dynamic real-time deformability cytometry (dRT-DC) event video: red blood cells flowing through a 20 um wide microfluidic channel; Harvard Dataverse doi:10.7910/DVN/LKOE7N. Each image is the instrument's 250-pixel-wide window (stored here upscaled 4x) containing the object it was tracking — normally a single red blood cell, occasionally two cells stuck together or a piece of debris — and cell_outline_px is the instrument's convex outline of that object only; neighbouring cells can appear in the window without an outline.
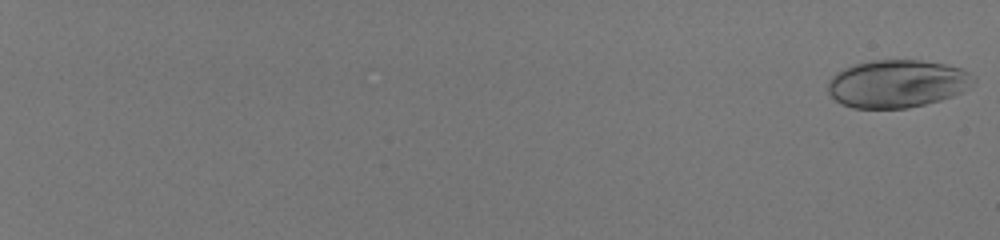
{"species": "human", "species_latin": "Homo sapiens", "temperature_condition": "room temperature", "stored_images_in_passage": 58, "camera_frame_rate_fps": 3000, "um_per_image_px": 0.085, "donor": {"sex": "male"}, "frame": {"image": 1, "passage_image": 1, "time_ms": 0.0, "image_size_px": [1000, 240], "cell_outline_px": [[976, 80], [968, 88], [952, 96], [940, 100], [908, 108], [852, 108], [836, 100], [828, 92], [828, 80], [836, 72], [856, 64], [876, 60], [920, 60], [944, 64], [960, 68], [968, 72]], "centroid_in_image_um": [76.25, 7.11], "position_along_channel_um": 8.7, "area_um2": 40.23}}
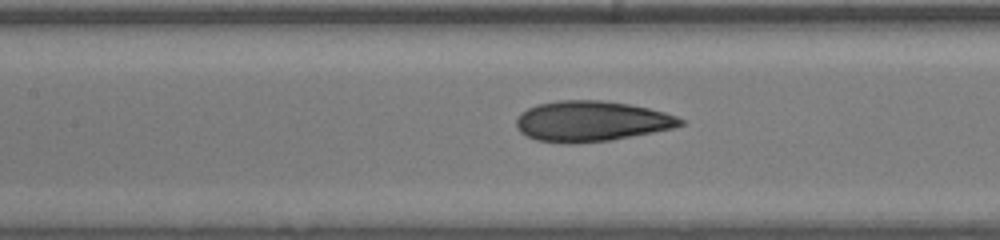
{"frame": {"image": 2, "passage_image": 34, "time_ms": 11.0, "image_size_px": [1000, 240], "cell_outline_px": [[684, 124], [672, 128], [652, 132], [608, 140], [536, 140], [520, 132], [516, 128], [516, 120], [520, 112], [536, 104], [560, 100], [600, 100], [628, 104], [648, 108], [664, 112], [676, 116], [684, 120]], "centroid_in_image_um": [50.26, 10.25], "position_along_channel_um": 157.1, "area_um2": 37.45}}
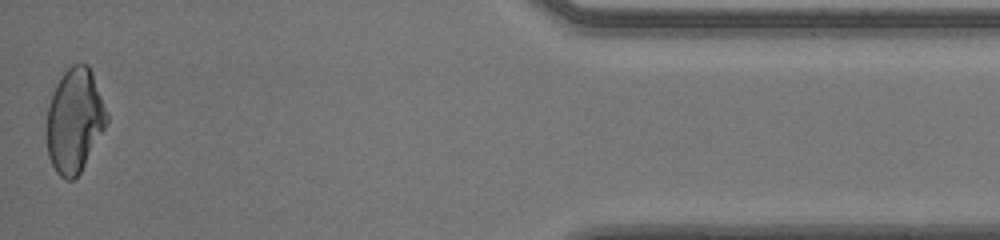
{"frame": {"image": 3, "passage_image": 58, "time_ms": 19.0, "image_size_px": [1000, 240], "cell_outline_px": [[108, 120], [104, 128], [80, 172], [72, 180], [64, 180], [56, 172], [48, 156], [44, 132], [48, 108], [56, 84], [64, 72], [72, 64], [88, 64], [92, 72], [108, 116]], "centroid_in_image_um": [6.29, 10.26], "position_along_channel_um": 428.9, "area_um2": 36.3}, "authors_computed_cell_mechanics": {"area_um2": 38.0613, "velocity_mm_per_s": 4.0255, "shape_relaxation_time_tau1_ms": null, "shape_relaxation_time_tau2_ms": 0.8932, "deformation_change_tau1": null, "deformation_change_tau2": 0.0497}}